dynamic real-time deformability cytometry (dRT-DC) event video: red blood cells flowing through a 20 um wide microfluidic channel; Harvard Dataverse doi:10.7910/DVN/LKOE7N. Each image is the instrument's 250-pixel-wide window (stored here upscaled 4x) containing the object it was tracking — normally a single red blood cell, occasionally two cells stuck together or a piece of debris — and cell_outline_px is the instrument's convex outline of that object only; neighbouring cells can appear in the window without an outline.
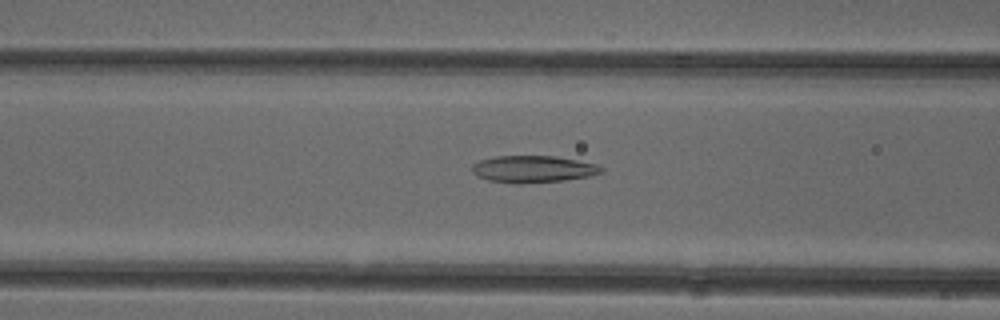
{"species": "common noctule bat (a hibernating species)", "species_latin": "Nyctalus noctula", "temperature_condition": "cold", "stored_images_in_passage": 31, "camera_frame_rate_fps": 3000, "um_per_image_px": 0.085, "animal": {"sex": "female"}, "frame": {"image": 1, "passage_image": 9, "time_ms": 2.667, "image_size_px": [1000, 320], "cell_outline_px": [[604, 172], [588, 176], [564, 180], [520, 184], [516, 184], [488, 180], [476, 176], [472, 172], [472, 164], [480, 160], [496, 156], [556, 156], [596, 164], [604, 168]], "centroid_in_image_um": [45.29, 14.37], "position_along_channel_um": 121.3, "area_um2": 20.35}}
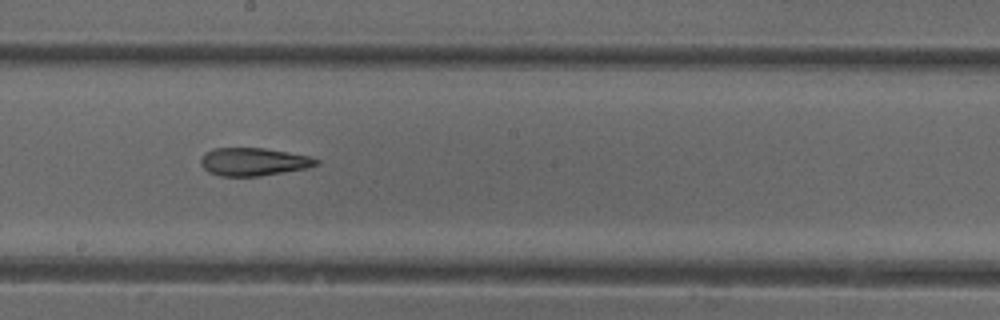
{"frame": {"image": 2, "passage_image": 17, "time_ms": 5.333, "image_size_px": [1000, 320], "cell_outline_px": [[320, 164], [308, 168], [260, 176], [220, 176], [208, 172], [200, 164], [200, 156], [204, 152], [212, 148], [264, 148], [288, 152], [308, 156], [320, 160]], "centroid_in_image_um": [21.52, 13.75], "position_along_channel_um": 226.7, "area_um2": 19.02}}
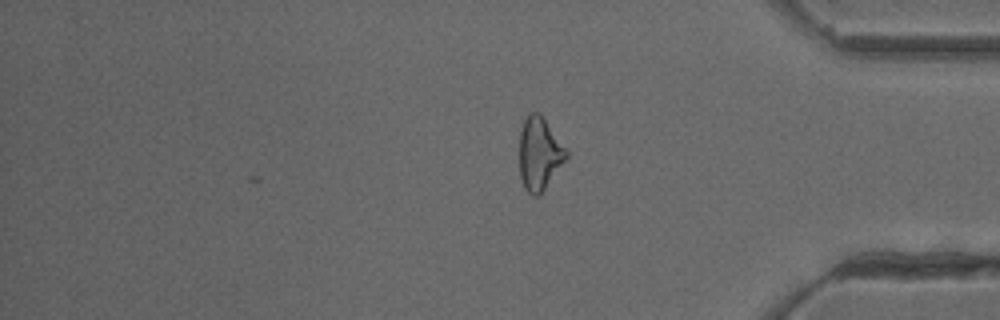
{"frame": {"image": 3, "passage_image": 31, "time_ms": 10.0, "image_size_px": [1000, 320], "cell_outline_px": [[568, 156], [544, 188], [536, 196], [532, 196], [524, 188], [520, 176], [520, 132], [524, 120], [528, 112], [540, 112], [568, 152]], "centroid_in_image_um": [45.82, 13.02], "position_along_channel_um": 389.4, "area_um2": 19.54}, "authors_computed_cell_mechanics": {"area_um2": 19.4786, "velocity_mm_per_s": 3.9414, "shape_relaxation_time_tau1_ms": 9.9021, "shape_relaxation_time_tau2_ms": 4.2462, "deformation_change_tau1": 0.2207, "deformation_change_tau2": 0.1575}}